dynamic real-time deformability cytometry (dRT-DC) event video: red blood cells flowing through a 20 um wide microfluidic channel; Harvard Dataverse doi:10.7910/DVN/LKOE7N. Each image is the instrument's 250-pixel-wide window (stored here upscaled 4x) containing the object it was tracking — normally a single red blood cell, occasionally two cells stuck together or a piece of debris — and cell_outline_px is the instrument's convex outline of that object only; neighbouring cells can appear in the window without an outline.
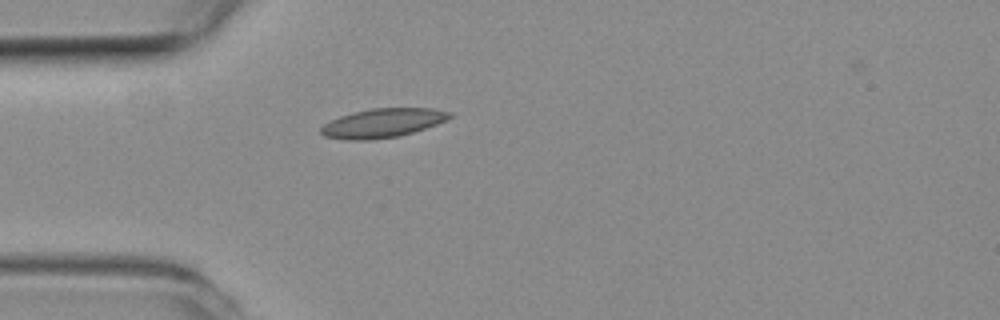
{"species": "common noctule bat (a hibernating species)", "species_latin": "Nyctalus noctula", "temperature_condition": "room temperature", "stored_images_in_passage": 38, "camera_frame_rate_fps": 3000, "um_per_image_px": 0.085, "animal": {"sex": "female", "body_mass_g": 19.3, "forearm_length_mm": 54.1}, "frame": {"image": 1, "passage_image": 1, "time_ms": 0.0, "image_size_px": [1000, 320], "cell_outline_px": [[452, 116], [448, 120], [412, 132], [396, 136], [368, 140], [348, 140], [324, 136], [320, 132], [320, 128], [324, 124], [340, 116], [352, 112], [372, 108], [432, 108], [452, 112]], "centroid_in_image_um": [32.53, 10.44], "position_along_channel_um": 52.5, "area_um2": 21.62}}
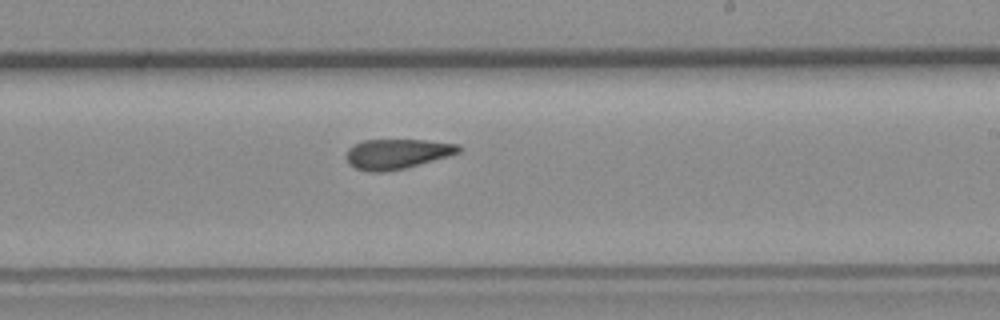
{"frame": {"image": 2, "passage_image": 17, "time_ms": 5.333, "image_size_px": [1000, 320], "cell_outline_px": [[460, 152], [448, 156], [404, 168], [384, 172], [368, 172], [356, 168], [348, 164], [348, 148], [364, 140], [424, 140], [460, 144]], "centroid_in_image_um": [33.75, 13.08], "position_along_channel_um": 255.2, "area_um2": 19.36}}
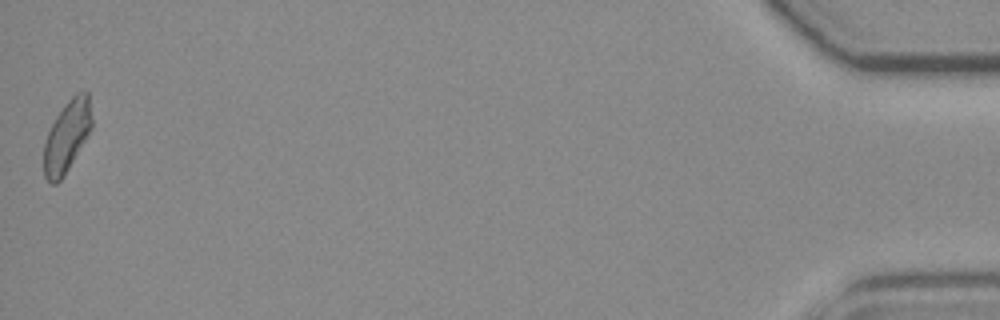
{"frame": {"image": 3, "passage_image": 38, "time_ms": 12.333, "image_size_px": [1000, 320], "cell_outline_px": [[92, 128], [64, 176], [56, 184], [52, 184], [44, 176], [44, 144], [48, 132], [56, 116], [68, 100], [76, 92], [88, 92], [92, 120]], "centroid_in_image_um": [5.69, 11.59], "position_along_channel_um": 429.5, "area_um2": 19.77}, "authors_computed_cell_mechanics": {"area_um2": 19.9699, "velocity_mm_per_s": 3.9515, "shape_relaxation_time_tau1_ms": null, "shape_relaxation_time_tau2_ms": 3.2847, "deformation_change_tau1": null, "deformation_change_tau2": 0.0824}}